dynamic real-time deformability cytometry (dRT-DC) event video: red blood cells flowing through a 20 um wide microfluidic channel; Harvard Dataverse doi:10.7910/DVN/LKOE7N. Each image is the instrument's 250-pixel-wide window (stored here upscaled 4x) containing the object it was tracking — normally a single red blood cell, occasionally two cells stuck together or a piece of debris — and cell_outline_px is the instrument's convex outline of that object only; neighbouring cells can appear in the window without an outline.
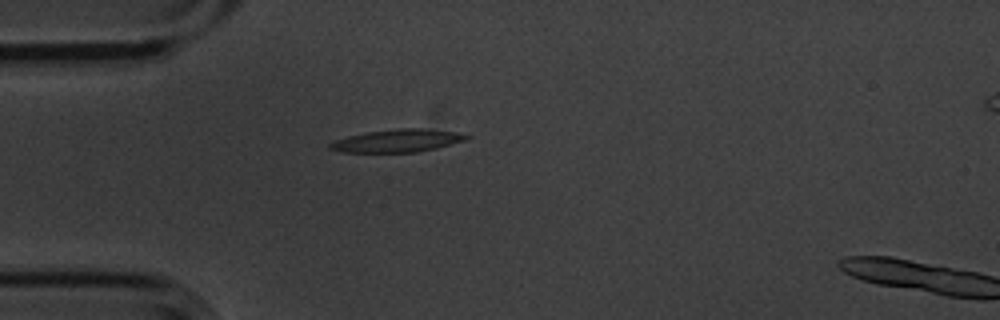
{"species": "common noctule bat (a hibernating species)", "species_latin": "Nyctalus noctula", "temperature_condition": "cold", "stored_images_in_passage": 1, "camera_frame_rate_fps": 3000, "um_per_image_px": 0.085, "animal": {"sex": "male", "body_mass_g": 20.1, "forearm_length_mm": 53.5}, "frame": {"image": 1, "passage_image": 1, "time_ms": 0.0, "image_size_px": [1000, 320], "cell_outline_px": [[472, 136], [468, 140], [436, 148], [416, 152], [344, 152], [328, 148], [328, 144], [336, 140], [348, 136], [368, 132], [396, 128], [424, 128], [456, 132]], "centroid_in_image_um": [33.83, 11.95], "position_along_channel_um": 51.2, "area_um2": 18.09}}